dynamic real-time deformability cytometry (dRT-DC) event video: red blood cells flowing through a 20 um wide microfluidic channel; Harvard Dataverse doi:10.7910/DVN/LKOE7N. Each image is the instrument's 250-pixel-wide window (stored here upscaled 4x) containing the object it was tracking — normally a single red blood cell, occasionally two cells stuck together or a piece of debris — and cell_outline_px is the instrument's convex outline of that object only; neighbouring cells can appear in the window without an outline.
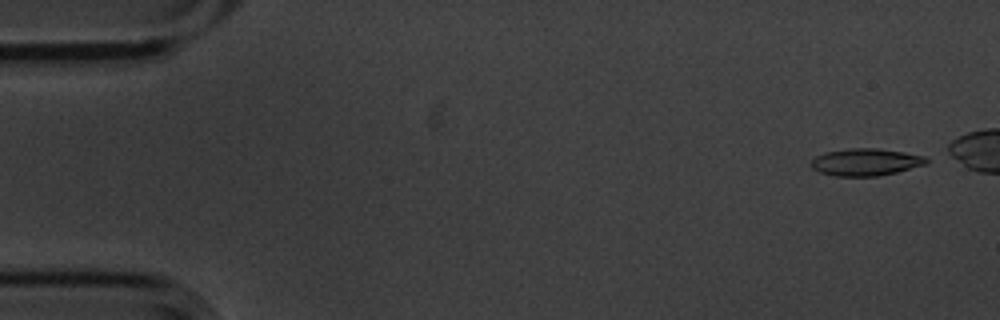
{"species": "common noctule bat (a hibernating species)", "species_latin": "Nyctalus noctula", "temperature_condition": "cold", "stored_images_in_passage": 11, "camera_frame_rate_fps": 3000, "um_per_image_px": 0.085, "animal": {"sex": "male", "body_mass_g": 20.1, "forearm_length_mm": 53.5}, "frame": {"image": 1, "passage_image": 1, "time_ms": 0.0, "image_size_px": [1000, 320], "cell_outline_px": [[928, 160], [924, 164], [896, 172], [876, 176], [836, 176], [820, 172], [812, 168], [808, 164], [816, 156], [824, 152], [848, 148], [880, 148], [928, 156]], "centroid_in_image_um": [73.55, 13.76], "position_along_channel_um": 11.4, "area_um2": 18.32}}
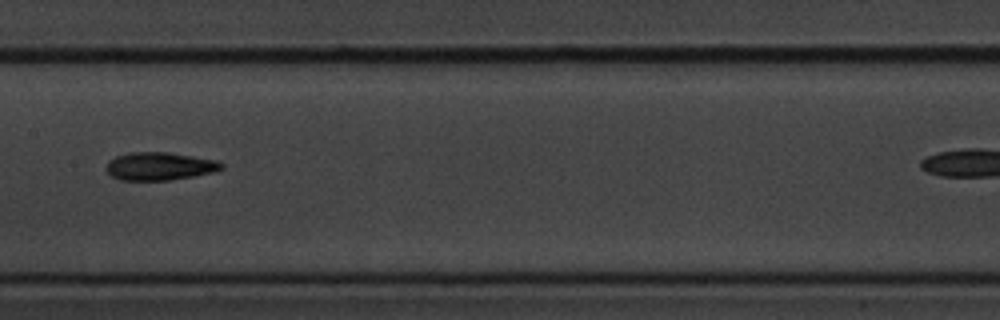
{"frame": {"image": 2, "passage_image": 8, "time_ms": 2.333, "image_size_px": [1000, 320], "cell_outline_px": [[224, 168], [216, 172], [168, 180], [120, 180], [112, 176], [104, 168], [108, 160], [116, 156], [128, 152], [168, 152], [216, 160], [224, 164]], "centroid_in_image_um": [13.55, 14.12], "position_along_channel_um": 193.9, "area_um2": 18.9}}
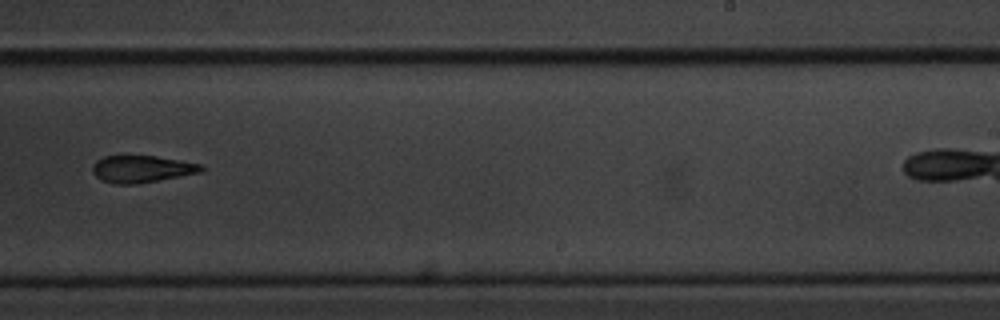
{"frame": {"image": 3, "passage_image": 10, "time_ms": 3.0, "image_size_px": [1000, 320], "cell_outline_px": [[204, 168], [200, 172], [136, 184], [116, 184], [104, 180], [96, 176], [92, 172], [92, 164], [96, 160], [104, 156], [156, 156], [180, 160], [200, 164]], "centroid_in_image_um": [12.01, 14.35], "position_along_channel_um": 277.0, "area_um2": 16.88}}